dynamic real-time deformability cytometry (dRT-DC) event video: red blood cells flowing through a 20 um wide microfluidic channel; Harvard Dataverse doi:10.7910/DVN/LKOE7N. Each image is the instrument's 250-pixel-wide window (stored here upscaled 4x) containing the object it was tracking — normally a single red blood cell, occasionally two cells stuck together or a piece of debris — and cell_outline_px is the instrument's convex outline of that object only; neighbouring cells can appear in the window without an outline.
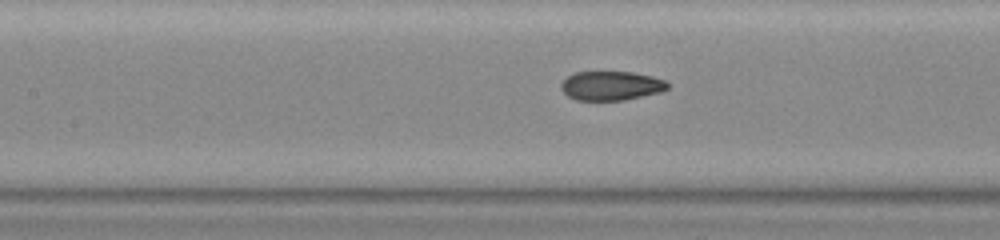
{"species": "common noctule bat (a hibernating species)", "species_latin": "Nyctalus noctula", "temperature_condition": "warm", "stored_images_in_passage": 9, "camera_frame_rate_fps": 3000, "um_per_image_px": 0.085, "animal": {"sex": "female", "body_mass_g": 23.0, "forearm_length_mm": 53.4}, "frame": {"image": 1, "passage_image": 7, "time_ms": 2.0, "image_size_px": [1000, 240], "cell_outline_px": [[668, 88], [660, 92], [620, 100], [576, 100], [568, 96], [560, 88], [560, 84], [568, 76], [576, 72], [632, 72], [652, 76], [664, 80], [668, 84]], "centroid_in_image_um": [51.92, 7.28], "position_along_channel_um": 155.5, "area_um2": 17.86}}